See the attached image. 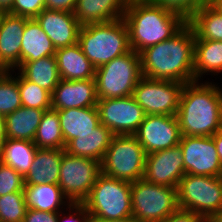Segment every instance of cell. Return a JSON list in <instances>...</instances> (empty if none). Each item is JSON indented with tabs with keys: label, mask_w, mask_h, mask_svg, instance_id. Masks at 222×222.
I'll return each mask as SVG.
<instances>
[{
	"label": "cell",
	"mask_w": 222,
	"mask_h": 222,
	"mask_svg": "<svg viewBox=\"0 0 222 222\" xmlns=\"http://www.w3.org/2000/svg\"><path fill=\"white\" fill-rule=\"evenodd\" d=\"M65 145L80 134L92 132L100 124L96 106L56 110Z\"/></svg>",
	"instance_id": "23"
},
{
	"label": "cell",
	"mask_w": 222,
	"mask_h": 222,
	"mask_svg": "<svg viewBox=\"0 0 222 222\" xmlns=\"http://www.w3.org/2000/svg\"><path fill=\"white\" fill-rule=\"evenodd\" d=\"M195 32L187 23L172 38L140 53L142 76L183 84L194 82Z\"/></svg>",
	"instance_id": "1"
},
{
	"label": "cell",
	"mask_w": 222,
	"mask_h": 222,
	"mask_svg": "<svg viewBox=\"0 0 222 222\" xmlns=\"http://www.w3.org/2000/svg\"><path fill=\"white\" fill-rule=\"evenodd\" d=\"M58 213L27 209L23 222H57Z\"/></svg>",
	"instance_id": "40"
},
{
	"label": "cell",
	"mask_w": 222,
	"mask_h": 222,
	"mask_svg": "<svg viewBox=\"0 0 222 222\" xmlns=\"http://www.w3.org/2000/svg\"><path fill=\"white\" fill-rule=\"evenodd\" d=\"M171 12L179 14L188 21L194 12L203 5L208 4L205 0H151Z\"/></svg>",
	"instance_id": "35"
},
{
	"label": "cell",
	"mask_w": 222,
	"mask_h": 222,
	"mask_svg": "<svg viewBox=\"0 0 222 222\" xmlns=\"http://www.w3.org/2000/svg\"><path fill=\"white\" fill-rule=\"evenodd\" d=\"M65 149L37 148L29 172L24 177L25 185H58L60 165Z\"/></svg>",
	"instance_id": "21"
},
{
	"label": "cell",
	"mask_w": 222,
	"mask_h": 222,
	"mask_svg": "<svg viewBox=\"0 0 222 222\" xmlns=\"http://www.w3.org/2000/svg\"><path fill=\"white\" fill-rule=\"evenodd\" d=\"M97 101L95 79H61L52 93L51 108L63 110L92 107L97 105Z\"/></svg>",
	"instance_id": "17"
},
{
	"label": "cell",
	"mask_w": 222,
	"mask_h": 222,
	"mask_svg": "<svg viewBox=\"0 0 222 222\" xmlns=\"http://www.w3.org/2000/svg\"><path fill=\"white\" fill-rule=\"evenodd\" d=\"M26 211L23 191L0 196V222H23Z\"/></svg>",
	"instance_id": "34"
},
{
	"label": "cell",
	"mask_w": 222,
	"mask_h": 222,
	"mask_svg": "<svg viewBox=\"0 0 222 222\" xmlns=\"http://www.w3.org/2000/svg\"><path fill=\"white\" fill-rule=\"evenodd\" d=\"M45 9L74 13L77 0H44Z\"/></svg>",
	"instance_id": "41"
},
{
	"label": "cell",
	"mask_w": 222,
	"mask_h": 222,
	"mask_svg": "<svg viewBox=\"0 0 222 222\" xmlns=\"http://www.w3.org/2000/svg\"><path fill=\"white\" fill-rule=\"evenodd\" d=\"M5 140H6V131H5L4 116L0 114V149Z\"/></svg>",
	"instance_id": "44"
},
{
	"label": "cell",
	"mask_w": 222,
	"mask_h": 222,
	"mask_svg": "<svg viewBox=\"0 0 222 222\" xmlns=\"http://www.w3.org/2000/svg\"><path fill=\"white\" fill-rule=\"evenodd\" d=\"M37 151L33 141L6 139L0 149V162L25 177Z\"/></svg>",
	"instance_id": "29"
},
{
	"label": "cell",
	"mask_w": 222,
	"mask_h": 222,
	"mask_svg": "<svg viewBox=\"0 0 222 222\" xmlns=\"http://www.w3.org/2000/svg\"><path fill=\"white\" fill-rule=\"evenodd\" d=\"M184 175V157L180 145L146 154L143 175L145 181L177 187Z\"/></svg>",
	"instance_id": "15"
},
{
	"label": "cell",
	"mask_w": 222,
	"mask_h": 222,
	"mask_svg": "<svg viewBox=\"0 0 222 222\" xmlns=\"http://www.w3.org/2000/svg\"><path fill=\"white\" fill-rule=\"evenodd\" d=\"M146 153L135 135H114L101 164V173L133 183L143 179Z\"/></svg>",
	"instance_id": "8"
},
{
	"label": "cell",
	"mask_w": 222,
	"mask_h": 222,
	"mask_svg": "<svg viewBox=\"0 0 222 222\" xmlns=\"http://www.w3.org/2000/svg\"><path fill=\"white\" fill-rule=\"evenodd\" d=\"M17 69L25 79L36 83L51 94L61 80L55 56L24 62Z\"/></svg>",
	"instance_id": "28"
},
{
	"label": "cell",
	"mask_w": 222,
	"mask_h": 222,
	"mask_svg": "<svg viewBox=\"0 0 222 222\" xmlns=\"http://www.w3.org/2000/svg\"><path fill=\"white\" fill-rule=\"evenodd\" d=\"M132 183L100 174L82 202L91 218L122 219L132 216Z\"/></svg>",
	"instance_id": "7"
},
{
	"label": "cell",
	"mask_w": 222,
	"mask_h": 222,
	"mask_svg": "<svg viewBox=\"0 0 222 222\" xmlns=\"http://www.w3.org/2000/svg\"><path fill=\"white\" fill-rule=\"evenodd\" d=\"M179 209L211 222L222 210V176L185 174L177 185Z\"/></svg>",
	"instance_id": "5"
},
{
	"label": "cell",
	"mask_w": 222,
	"mask_h": 222,
	"mask_svg": "<svg viewBox=\"0 0 222 222\" xmlns=\"http://www.w3.org/2000/svg\"><path fill=\"white\" fill-rule=\"evenodd\" d=\"M6 13H7L6 11L0 9V27H1L2 20H3Z\"/></svg>",
	"instance_id": "49"
},
{
	"label": "cell",
	"mask_w": 222,
	"mask_h": 222,
	"mask_svg": "<svg viewBox=\"0 0 222 222\" xmlns=\"http://www.w3.org/2000/svg\"><path fill=\"white\" fill-rule=\"evenodd\" d=\"M114 134L101 123L92 132L80 134L72 139L65 151L72 156H80L102 162Z\"/></svg>",
	"instance_id": "22"
},
{
	"label": "cell",
	"mask_w": 222,
	"mask_h": 222,
	"mask_svg": "<svg viewBox=\"0 0 222 222\" xmlns=\"http://www.w3.org/2000/svg\"><path fill=\"white\" fill-rule=\"evenodd\" d=\"M33 142L37 148L65 149L66 145L56 110L51 108L44 112Z\"/></svg>",
	"instance_id": "31"
},
{
	"label": "cell",
	"mask_w": 222,
	"mask_h": 222,
	"mask_svg": "<svg viewBox=\"0 0 222 222\" xmlns=\"http://www.w3.org/2000/svg\"><path fill=\"white\" fill-rule=\"evenodd\" d=\"M142 77L140 54L132 49L95 69L98 100L133 95Z\"/></svg>",
	"instance_id": "6"
},
{
	"label": "cell",
	"mask_w": 222,
	"mask_h": 222,
	"mask_svg": "<svg viewBox=\"0 0 222 222\" xmlns=\"http://www.w3.org/2000/svg\"><path fill=\"white\" fill-rule=\"evenodd\" d=\"M45 110L21 106L4 116L6 139L34 141Z\"/></svg>",
	"instance_id": "26"
},
{
	"label": "cell",
	"mask_w": 222,
	"mask_h": 222,
	"mask_svg": "<svg viewBox=\"0 0 222 222\" xmlns=\"http://www.w3.org/2000/svg\"><path fill=\"white\" fill-rule=\"evenodd\" d=\"M159 222H207L201 215L192 211L178 209Z\"/></svg>",
	"instance_id": "39"
},
{
	"label": "cell",
	"mask_w": 222,
	"mask_h": 222,
	"mask_svg": "<svg viewBox=\"0 0 222 222\" xmlns=\"http://www.w3.org/2000/svg\"><path fill=\"white\" fill-rule=\"evenodd\" d=\"M78 43L95 68L131 50L123 19L81 26Z\"/></svg>",
	"instance_id": "4"
},
{
	"label": "cell",
	"mask_w": 222,
	"mask_h": 222,
	"mask_svg": "<svg viewBox=\"0 0 222 222\" xmlns=\"http://www.w3.org/2000/svg\"><path fill=\"white\" fill-rule=\"evenodd\" d=\"M131 204L138 222H159L179 209L177 188L139 179L131 186Z\"/></svg>",
	"instance_id": "9"
},
{
	"label": "cell",
	"mask_w": 222,
	"mask_h": 222,
	"mask_svg": "<svg viewBox=\"0 0 222 222\" xmlns=\"http://www.w3.org/2000/svg\"><path fill=\"white\" fill-rule=\"evenodd\" d=\"M134 135L146 154L177 146L182 138L176 115H146Z\"/></svg>",
	"instance_id": "14"
},
{
	"label": "cell",
	"mask_w": 222,
	"mask_h": 222,
	"mask_svg": "<svg viewBox=\"0 0 222 222\" xmlns=\"http://www.w3.org/2000/svg\"><path fill=\"white\" fill-rule=\"evenodd\" d=\"M43 9H45L44 0H14L12 9L8 13L31 19L35 18Z\"/></svg>",
	"instance_id": "37"
},
{
	"label": "cell",
	"mask_w": 222,
	"mask_h": 222,
	"mask_svg": "<svg viewBox=\"0 0 222 222\" xmlns=\"http://www.w3.org/2000/svg\"><path fill=\"white\" fill-rule=\"evenodd\" d=\"M179 145L185 174L222 176V165L212 136H182Z\"/></svg>",
	"instance_id": "13"
},
{
	"label": "cell",
	"mask_w": 222,
	"mask_h": 222,
	"mask_svg": "<svg viewBox=\"0 0 222 222\" xmlns=\"http://www.w3.org/2000/svg\"><path fill=\"white\" fill-rule=\"evenodd\" d=\"M210 5L222 14V0H213Z\"/></svg>",
	"instance_id": "47"
},
{
	"label": "cell",
	"mask_w": 222,
	"mask_h": 222,
	"mask_svg": "<svg viewBox=\"0 0 222 222\" xmlns=\"http://www.w3.org/2000/svg\"><path fill=\"white\" fill-rule=\"evenodd\" d=\"M18 87L21 104L24 107L37 108L40 110L51 109L52 94L18 73Z\"/></svg>",
	"instance_id": "32"
},
{
	"label": "cell",
	"mask_w": 222,
	"mask_h": 222,
	"mask_svg": "<svg viewBox=\"0 0 222 222\" xmlns=\"http://www.w3.org/2000/svg\"><path fill=\"white\" fill-rule=\"evenodd\" d=\"M100 123L114 135H134L146 113L133 95L97 101Z\"/></svg>",
	"instance_id": "12"
},
{
	"label": "cell",
	"mask_w": 222,
	"mask_h": 222,
	"mask_svg": "<svg viewBox=\"0 0 222 222\" xmlns=\"http://www.w3.org/2000/svg\"><path fill=\"white\" fill-rule=\"evenodd\" d=\"M23 193L27 209L59 213L63 206L70 205L59 185L47 183L25 185Z\"/></svg>",
	"instance_id": "25"
},
{
	"label": "cell",
	"mask_w": 222,
	"mask_h": 222,
	"mask_svg": "<svg viewBox=\"0 0 222 222\" xmlns=\"http://www.w3.org/2000/svg\"><path fill=\"white\" fill-rule=\"evenodd\" d=\"M213 141L222 165V129L218 130L213 136Z\"/></svg>",
	"instance_id": "42"
},
{
	"label": "cell",
	"mask_w": 222,
	"mask_h": 222,
	"mask_svg": "<svg viewBox=\"0 0 222 222\" xmlns=\"http://www.w3.org/2000/svg\"><path fill=\"white\" fill-rule=\"evenodd\" d=\"M13 4L14 0H0V9L8 13L12 9Z\"/></svg>",
	"instance_id": "45"
},
{
	"label": "cell",
	"mask_w": 222,
	"mask_h": 222,
	"mask_svg": "<svg viewBox=\"0 0 222 222\" xmlns=\"http://www.w3.org/2000/svg\"><path fill=\"white\" fill-rule=\"evenodd\" d=\"M184 84L142 76L133 97L146 115H176Z\"/></svg>",
	"instance_id": "11"
},
{
	"label": "cell",
	"mask_w": 222,
	"mask_h": 222,
	"mask_svg": "<svg viewBox=\"0 0 222 222\" xmlns=\"http://www.w3.org/2000/svg\"><path fill=\"white\" fill-rule=\"evenodd\" d=\"M214 82L184 84L176 118L182 136H213L222 129V88Z\"/></svg>",
	"instance_id": "2"
},
{
	"label": "cell",
	"mask_w": 222,
	"mask_h": 222,
	"mask_svg": "<svg viewBox=\"0 0 222 222\" xmlns=\"http://www.w3.org/2000/svg\"><path fill=\"white\" fill-rule=\"evenodd\" d=\"M55 58L63 80L95 79V67L83 53L79 43L56 49Z\"/></svg>",
	"instance_id": "20"
},
{
	"label": "cell",
	"mask_w": 222,
	"mask_h": 222,
	"mask_svg": "<svg viewBox=\"0 0 222 222\" xmlns=\"http://www.w3.org/2000/svg\"><path fill=\"white\" fill-rule=\"evenodd\" d=\"M211 222H222V210Z\"/></svg>",
	"instance_id": "48"
},
{
	"label": "cell",
	"mask_w": 222,
	"mask_h": 222,
	"mask_svg": "<svg viewBox=\"0 0 222 222\" xmlns=\"http://www.w3.org/2000/svg\"><path fill=\"white\" fill-rule=\"evenodd\" d=\"M12 70L3 62V60L0 57V76L7 75Z\"/></svg>",
	"instance_id": "46"
},
{
	"label": "cell",
	"mask_w": 222,
	"mask_h": 222,
	"mask_svg": "<svg viewBox=\"0 0 222 222\" xmlns=\"http://www.w3.org/2000/svg\"><path fill=\"white\" fill-rule=\"evenodd\" d=\"M15 73V76L12 74ZM22 106L18 87V72L0 76V114L6 116Z\"/></svg>",
	"instance_id": "33"
},
{
	"label": "cell",
	"mask_w": 222,
	"mask_h": 222,
	"mask_svg": "<svg viewBox=\"0 0 222 222\" xmlns=\"http://www.w3.org/2000/svg\"><path fill=\"white\" fill-rule=\"evenodd\" d=\"M35 19L56 49L78 42L81 24L74 13L43 9Z\"/></svg>",
	"instance_id": "16"
},
{
	"label": "cell",
	"mask_w": 222,
	"mask_h": 222,
	"mask_svg": "<svg viewBox=\"0 0 222 222\" xmlns=\"http://www.w3.org/2000/svg\"><path fill=\"white\" fill-rule=\"evenodd\" d=\"M208 4H210L213 0H205Z\"/></svg>",
	"instance_id": "50"
},
{
	"label": "cell",
	"mask_w": 222,
	"mask_h": 222,
	"mask_svg": "<svg viewBox=\"0 0 222 222\" xmlns=\"http://www.w3.org/2000/svg\"><path fill=\"white\" fill-rule=\"evenodd\" d=\"M64 209H66V211L69 209L70 213L64 214L60 211L57 222H90L91 216L82 203H70V205Z\"/></svg>",
	"instance_id": "38"
},
{
	"label": "cell",
	"mask_w": 222,
	"mask_h": 222,
	"mask_svg": "<svg viewBox=\"0 0 222 222\" xmlns=\"http://www.w3.org/2000/svg\"><path fill=\"white\" fill-rule=\"evenodd\" d=\"M56 48L35 18L26 19L20 50V65L47 56H55Z\"/></svg>",
	"instance_id": "24"
},
{
	"label": "cell",
	"mask_w": 222,
	"mask_h": 222,
	"mask_svg": "<svg viewBox=\"0 0 222 222\" xmlns=\"http://www.w3.org/2000/svg\"><path fill=\"white\" fill-rule=\"evenodd\" d=\"M123 20L127 25L130 48L138 54L172 38L187 24L182 16L151 0L128 1Z\"/></svg>",
	"instance_id": "3"
},
{
	"label": "cell",
	"mask_w": 222,
	"mask_h": 222,
	"mask_svg": "<svg viewBox=\"0 0 222 222\" xmlns=\"http://www.w3.org/2000/svg\"><path fill=\"white\" fill-rule=\"evenodd\" d=\"M194 53L195 81L201 82L206 73L218 75L222 72V41L195 40Z\"/></svg>",
	"instance_id": "27"
},
{
	"label": "cell",
	"mask_w": 222,
	"mask_h": 222,
	"mask_svg": "<svg viewBox=\"0 0 222 222\" xmlns=\"http://www.w3.org/2000/svg\"><path fill=\"white\" fill-rule=\"evenodd\" d=\"M24 187V177L12 167L0 162V196L23 191Z\"/></svg>",
	"instance_id": "36"
},
{
	"label": "cell",
	"mask_w": 222,
	"mask_h": 222,
	"mask_svg": "<svg viewBox=\"0 0 222 222\" xmlns=\"http://www.w3.org/2000/svg\"><path fill=\"white\" fill-rule=\"evenodd\" d=\"M101 174L97 160L72 156L66 151L62 155L58 185L70 203H82Z\"/></svg>",
	"instance_id": "10"
},
{
	"label": "cell",
	"mask_w": 222,
	"mask_h": 222,
	"mask_svg": "<svg viewBox=\"0 0 222 222\" xmlns=\"http://www.w3.org/2000/svg\"><path fill=\"white\" fill-rule=\"evenodd\" d=\"M187 23L195 32V40L222 41V14L210 4L198 8Z\"/></svg>",
	"instance_id": "30"
},
{
	"label": "cell",
	"mask_w": 222,
	"mask_h": 222,
	"mask_svg": "<svg viewBox=\"0 0 222 222\" xmlns=\"http://www.w3.org/2000/svg\"><path fill=\"white\" fill-rule=\"evenodd\" d=\"M127 0H77L74 15L81 26L123 19Z\"/></svg>",
	"instance_id": "19"
},
{
	"label": "cell",
	"mask_w": 222,
	"mask_h": 222,
	"mask_svg": "<svg viewBox=\"0 0 222 222\" xmlns=\"http://www.w3.org/2000/svg\"><path fill=\"white\" fill-rule=\"evenodd\" d=\"M90 222H138L133 216L122 219H98L90 218Z\"/></svg>",
	"instance_id": "43"
},
{
	"label": "cell",
	"mask_w": 222,
	"mask_h": 222,
	"mask_svg": "<svg viewBox=\"0 0 222 222\" xmlns=\"http://www.w3.org/2000/svg\"><path fill=\"white\" fill-rule=\"evenodd\" d=\"M26 17L6 13L0 27V57L11 69L20 66V50Z\"/></svg>",
	"instance_id": "18"
}]
</instances>
